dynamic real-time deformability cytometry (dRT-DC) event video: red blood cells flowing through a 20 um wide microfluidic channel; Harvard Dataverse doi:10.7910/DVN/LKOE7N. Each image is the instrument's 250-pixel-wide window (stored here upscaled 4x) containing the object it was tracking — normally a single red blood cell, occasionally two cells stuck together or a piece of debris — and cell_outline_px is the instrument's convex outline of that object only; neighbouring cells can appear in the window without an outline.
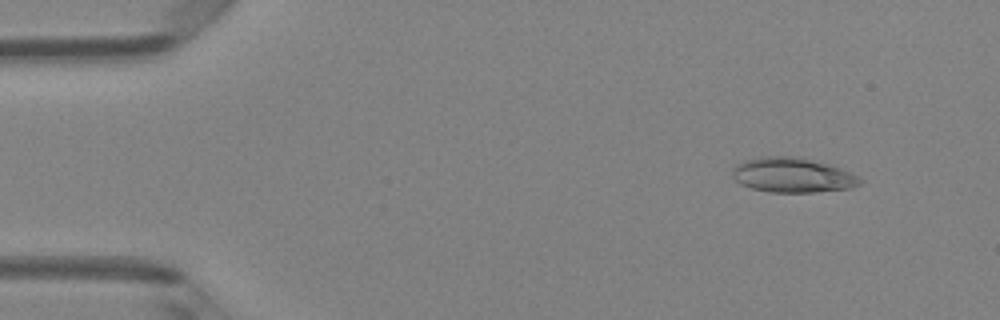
{"species": "Egyptian fruit bat (a non-hibernating species)", "species_latin": "Rousettus aegyptiacus", "temperature_condition": "room temperature", "stored_images_in_passage": 6, "camera_frame_rate_fps": 3000, "um_per_image_px": 0.085, "animal": {"sex": "female"}, "frame": {"image": 1, "passage_image": 2, "time_ms": 0.333, "image_size_px": [1000, 320], "cell_outline_px": [[864, 180], [860, 184], [852, 188], [816, 192], [768, 192], [752, 188], [740, 184], [732, 176], [732, 168], [736, 164], [744, 160], [760, 156], [804, 156], [840, 168]], "centroid_in_image_um": [67.34, 14.87], "position_along_channel_um": 17.7, "area_um2": 26.18}}
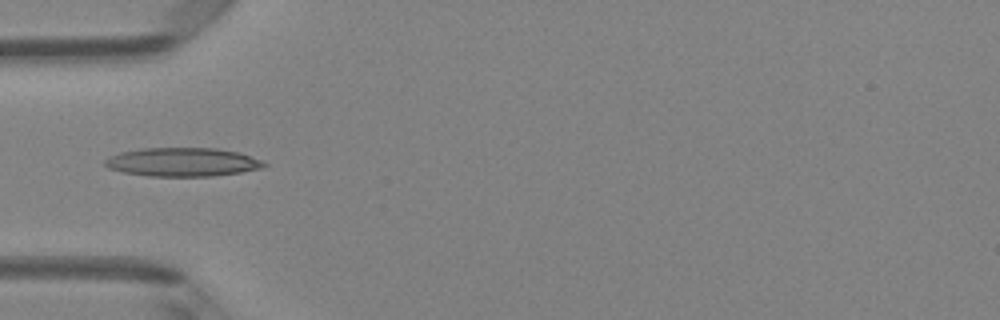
{"frame": {"image": 2, "passage_image": 5, "time_ms": 1.333, "image_size_px": [1000, 320], "cell_outline_px": [[268, 164], [260, 168], [240, 172], [212, 176], [148, 176], [124, 172], [108, 168], [104, 164], [104, 160], [108, 156], [120, 152], [140, 148], [216, 148], [236, 152], [260, 160]], "centroid_in_image_um": [15.44, 13.77], "position_along_channel_um": 69.6, "area_um2": 26.41}}
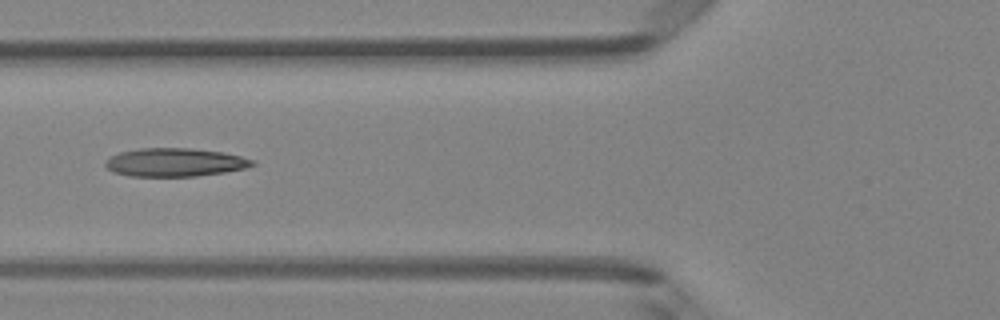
{"frame": {"image": 3, "passage_image": 6, "time_ms": 1.667, "image_size_px": [1000, 320], "cell_outline_px": [[256, 164], [244, 168], [224, 172], [196, 176], [128, 176], [112, 172], [104, 164], [104, 160], [120, 152], [140, 148], [192, 148], [220, 152], [240, 156], [256, 160]], "centroid_in_image_um": [14.84, 13.8], "position_along_channel_um": 111.0, "area_um2": 24.28}}